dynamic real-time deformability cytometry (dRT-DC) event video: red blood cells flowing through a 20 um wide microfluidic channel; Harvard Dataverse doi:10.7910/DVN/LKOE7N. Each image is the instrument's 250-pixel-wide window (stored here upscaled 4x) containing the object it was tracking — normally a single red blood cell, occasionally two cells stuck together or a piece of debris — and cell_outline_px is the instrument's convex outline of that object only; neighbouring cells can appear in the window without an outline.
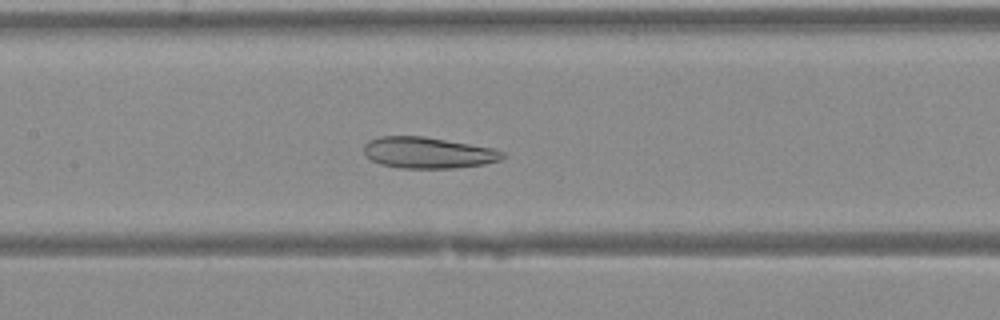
{"species": "Egyptian fruit bat (a non-hibernating species)", "species_latin": "Rousettus aegyptiacus", "temperature_condition": "warm", "stored_images_in_passage": 34, "camera_frame_rate_fps": 3000, "um_per_image_px": 0.085, "animal": {"sex": "female"}, "frame": {"image": 1, "passage_image": 16, "time_ms": 5.0, "image_size_px": [1000, 320], "cell_outline_px": [[504, 156], [500, 160], [484, 164], [452, 168], [400, 168], [380, 164], [372, 160], [364, 152], [364, 144], [368, 140], [380, 136], [424, 136], [492, 148], [504, 152]], "centroid_in_image_um": [36.35, 12.98], "position_along_channel_um": 171.0, "area_um2": 25.09}}
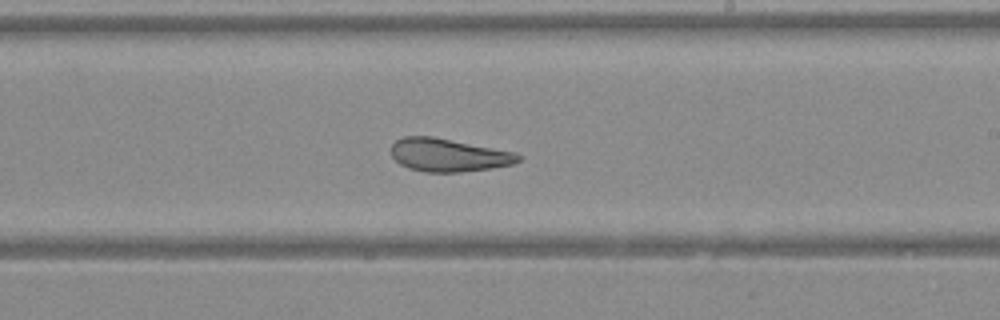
{"frame": {"image": 2, "passage_image": 21, "time_ms": 6.667, "image_size_px": [1000, 320], "cell_outline_px": [[520, 160], [512, 164], [488, 168], [460, 172], [424, 172], [408, 168], [400, 164], [392, 156], [392, 144], [396, 140], [404, 136], [432, 136], [516, 152], [520, 156]], "centroid_in_image_um": [38.09, 13.17], "position_along_channel_um": 250.9, "area_um2": 24.33}}
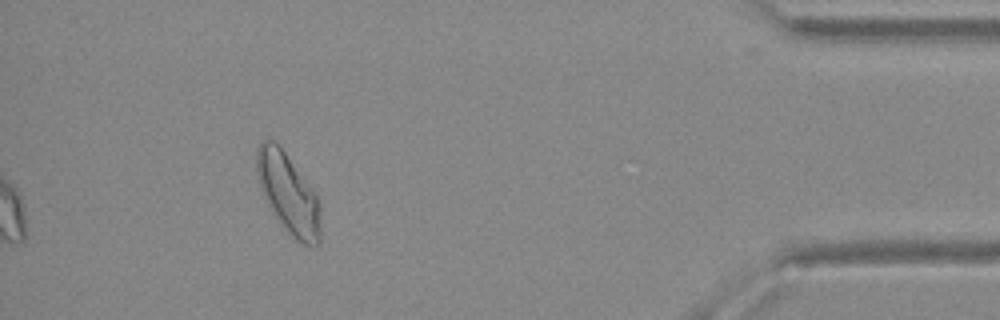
{"frame": {"image": 3, "passage_image": 34, "time_ms": 11.0, "image_size_px": [1000, 320], "cell_outline_px": [[320, 244], [316, 248], [304, 244], [296, 240], [280, 224], [272, 212], [260, 188], [256, 172], [256, 148], [260, 140], [272, 140], [284, 152], [316, 192], [320, 204]], "centroid_in_image_um": [24.51, 16.48], "position_along_channel_um": 410.7, "area_um2": 29.94}}